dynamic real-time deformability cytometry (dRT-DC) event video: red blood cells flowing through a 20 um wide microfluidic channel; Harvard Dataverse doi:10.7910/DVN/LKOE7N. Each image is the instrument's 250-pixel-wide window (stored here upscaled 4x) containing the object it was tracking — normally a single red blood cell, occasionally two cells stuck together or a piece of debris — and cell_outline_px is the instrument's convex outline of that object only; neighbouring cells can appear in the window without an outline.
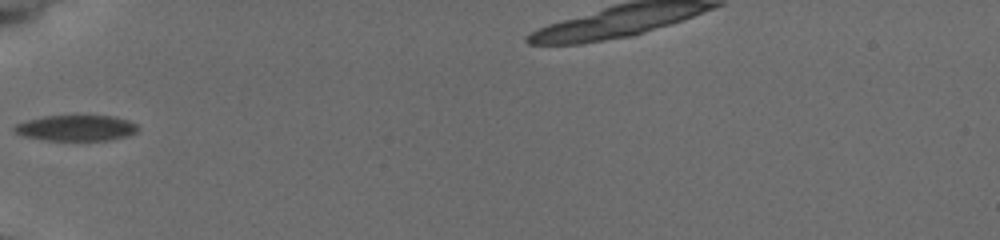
{"species": "common noctule bat (a hibernating species)", "species_latin": "Nyctalus noctula", "temperature_condition": "cold", "stored_images_in_passage": 33, "camera_frame_rate_fps": 3000, "um_per_image_px": 0.085, "animal": {"sex": "female", "body_mass_g": 19.5, "forearm_length_mm": 54.1}, "frame": {"image": 1, "passage_image": 1, "time_ms": 0.0, "image_size_px": [1000, 240], "cell_outline_px": [[140, 128], [136, 132], [128, 136], [108, 140], [44, 140], [24, 136], [12, 132], [12, 128], [16, 124], [24, 120], [44, 116], [76, 112], [116, 116], [128, 120], [136, 124]], "centroid_in_image_um": [6.46, 10.82], "position_along_channel_um": 78.5, "area_um2": 19.77}}
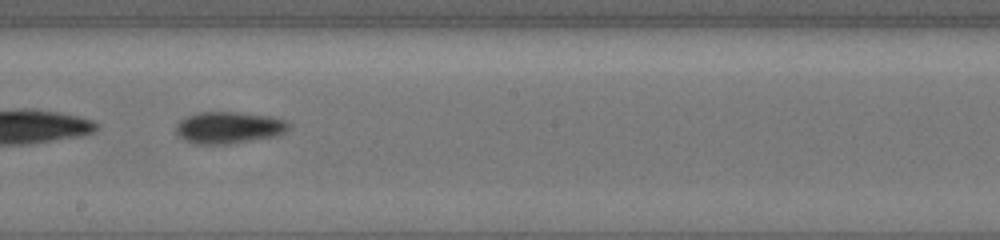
{"frame": {"image": 2, "passage_image": 13, "time_ms": 4.0, "image_size_px": [1000, 240], "cell_outline_px": [[292, 124], [280, 136], [228, 144], [192, 144], [176, 136], [176, 124], [180, 120], [188, 116], [200, 112], [236, 112], [268, 116], [284, 120]], "centroid_in_image_um": [19.43, 10.86], "position_along_channel_um": 228.8, "area_um2": 21.1}}
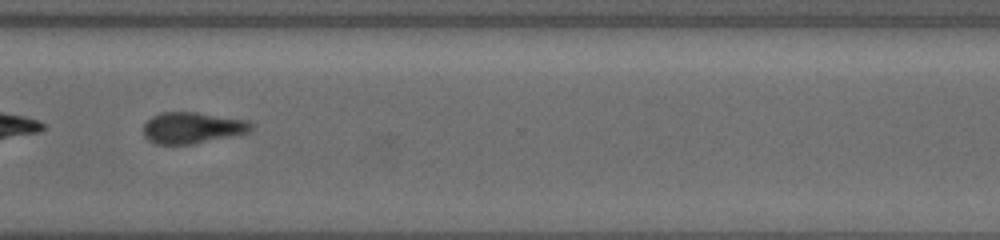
{"frame": {"image": 3, "passage_image": 23, "time_ms": 7.333, "image_size_px": [1000, 240], "cell_outline_px": [[252, 128], [248, 132], [192, 144], [156, 144], [148, 140], [144, 136], [144, 124], [152, 116], [160, 112], [196, 112], [248, 120], [252, 124]], "centroid_in_image_um": [16.31, 10.85], "position_along_channel_um": 354.3, "area_um2": 19.48}, "authors_computed_cell_mechanics": {"area_um2": 20.1722, "velocity_mm_per_s": 3.7729, "shape_relaxation_time_tau1_ms": 0.9118, "shape_relaxation_time_tau2_ms": null, "deformation_change_tau1": 0.0858, "deformation_change_tau2": null}}